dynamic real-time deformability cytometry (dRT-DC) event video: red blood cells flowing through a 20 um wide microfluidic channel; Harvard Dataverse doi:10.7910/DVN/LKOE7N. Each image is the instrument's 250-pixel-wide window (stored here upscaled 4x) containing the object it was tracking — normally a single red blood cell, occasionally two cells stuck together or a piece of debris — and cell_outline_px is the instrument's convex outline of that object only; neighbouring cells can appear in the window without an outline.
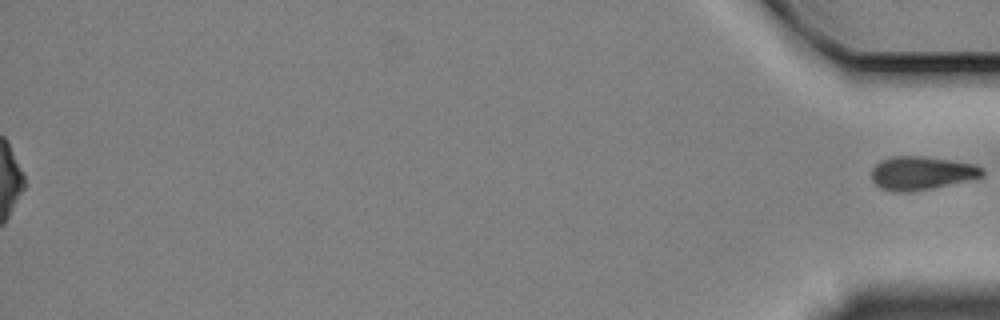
{"species": "Egyptian fruit bat (a non-hibernating species)", "species_latin": "Rousettus aegyptiacus", "temperature_condition": "cold", "stored_images_in_passage": 45, "segment_of_instrument_passage": [2, 2], "camera_frame_rate_fps": 3000, "um_per_image_px": 0.085, "animal": {"sex": "female"}, "frame": {"image": 1, "passage_image": 45, "time_ms": 14.667, "image_size_px": [1000, 320], "cell_outline_px": [[984, 176], [932, 188], [912, 192], [892, 192], [880, 188], [872, 180], [872, 168], [880, 160], [892, 156], [924, 156], [976, 164], [984, 168]], "centroid_in_image_um": [78.32, 14.71], "position_along_channel_um": 356.9, "area_um2": 21.73}}